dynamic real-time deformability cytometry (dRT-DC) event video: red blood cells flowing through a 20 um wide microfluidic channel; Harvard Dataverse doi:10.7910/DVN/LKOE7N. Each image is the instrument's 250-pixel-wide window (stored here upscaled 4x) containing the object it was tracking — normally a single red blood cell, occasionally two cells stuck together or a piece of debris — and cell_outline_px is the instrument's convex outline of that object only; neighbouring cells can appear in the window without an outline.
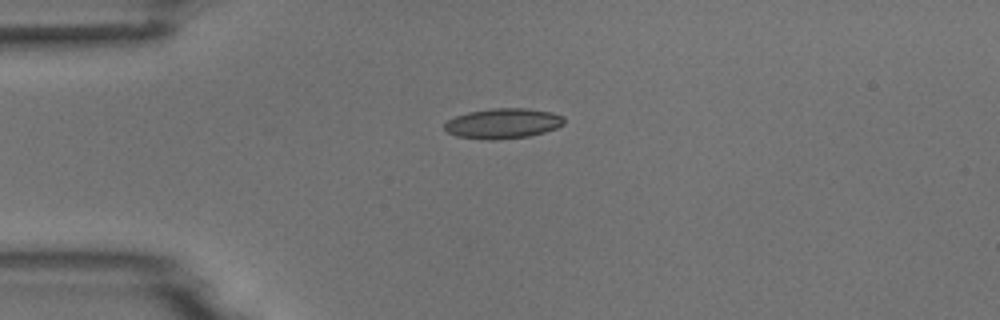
{"species": "common noctule bat (a hibernating species)", "species_latin": "Nyctalus noctula", "temperature_condition": "room temperature", "stored_images_in_passage": 5, "camera_frame_rate_fps": 3000, "um_per_image_px": 0.085, "animal": {"sex": "male", "body_mass_g": 18.8}, "frame": {"image": 1, "passage_image": 1, "time_ms": 0.0, "image_size_px": [1000, 320], "cell_outline_px": [[564, 124], [556, 128], [544, 132], [528, 136], [492, 140], [488, 140], [456, 136], [448, 132], [444, 128], [444, 124], [448, 120], [456, 116], [468, 112], [492, 108], [528, 108], [552, 112], [564, 116]], "centroid_in_image_um": [42.76, 10.48], "position_along_channel_um": 42.2, "area_um2": 21.04}}